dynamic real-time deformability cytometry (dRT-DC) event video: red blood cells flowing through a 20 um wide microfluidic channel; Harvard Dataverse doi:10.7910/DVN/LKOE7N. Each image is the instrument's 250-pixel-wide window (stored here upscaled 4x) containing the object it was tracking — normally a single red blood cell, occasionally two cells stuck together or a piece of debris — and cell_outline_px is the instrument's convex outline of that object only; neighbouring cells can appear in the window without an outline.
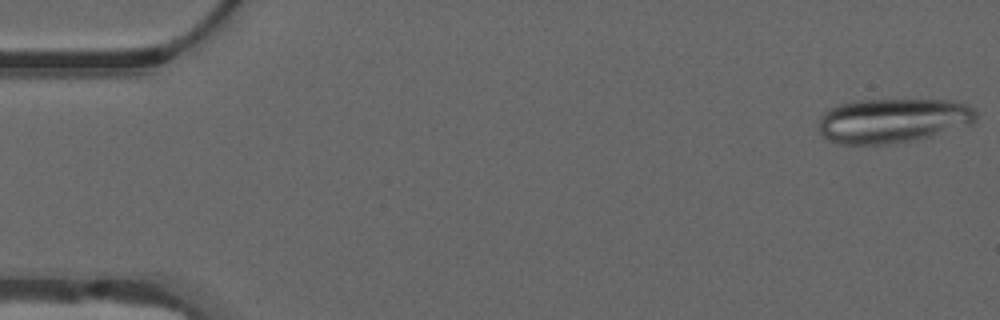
{"species": "common noctule bat (a hibernating species)", "species_latin": "Nyctalus noctula", "temperature_condition": "warm", "stored_images_in_passage": 18, "camera_frame_rate_fps": 3000, "um_per_image_px": 0.085, "animal": {"sex": "male", "forearm_length_mm": 52.5}, "frame": {"image": 1, "passage_image": 1, "time_ms": 0.0, "image_size_px": [1000, 320], "cell_outline_px": [[976, 120], [972, 124], [928, 136], [912, 140], [892, 144], [840, 144], [828, 140], [820, 132], [820, 116], [824, 112], [840, 104], [852, 100], [952, 100], [968, 104], [976, 112]], "centroid_in_image_um": [75.89, 10.24], "position_along_channel_um": 9.1, "area_um2": 40.69}}